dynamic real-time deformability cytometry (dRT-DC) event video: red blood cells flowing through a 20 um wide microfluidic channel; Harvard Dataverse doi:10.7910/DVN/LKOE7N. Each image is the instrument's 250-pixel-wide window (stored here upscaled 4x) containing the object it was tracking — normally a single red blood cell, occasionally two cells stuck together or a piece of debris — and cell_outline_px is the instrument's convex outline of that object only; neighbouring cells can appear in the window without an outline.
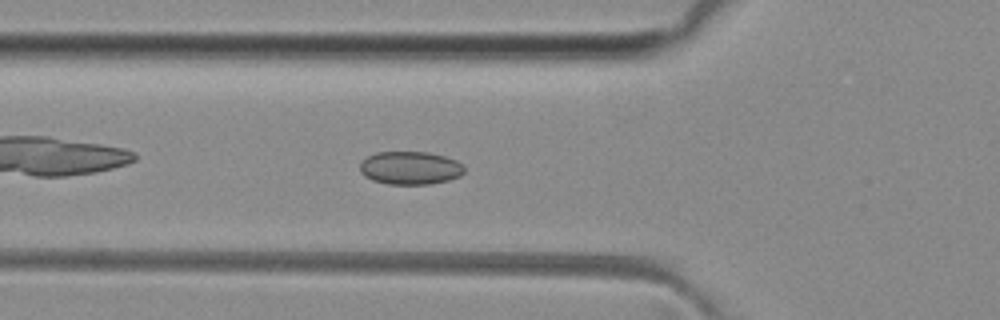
{"species": "common noctule bat (a hibernating species)", "species_latin": "Nyctalus noctula", "temperature_condition": "room temperature", "stored_images_in_passage": 39, "camera_frame_rate_fps": 3000, "um_per_image_px": 0.085, "animal": {"sex": "female", "body_mass_g": 29.2, "forearm_length_mm": 56.3}, "frame": {"image": 1, "passage_image": 6, "time_ms": 1.667, "image_size_px": [1000, 320], "cell_outline_px": [[464, 172], [460, 176], [448, 180], [428, 184], [388, 184], [372, 180], [364, 176], [360, 172], [360, 164], [368, 156], [376, 152], [428, 152], [444, 156], [456, 160], [464, 164]], "centroid_in_image_um": [34.88, 14.27], "position_along_channel_um": 90.9, "area_um2": 20.17}}
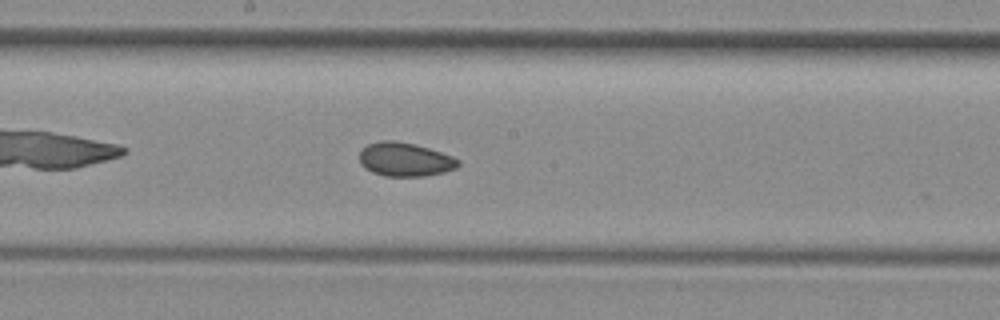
{"frame": {"image": 2, "passage_image": 15, "time_ms": 4.667, "image_size_px": [1000, 320], "cell_outline_px": [[460, 164], [456, 168], [444, 172], [424, 176], [384, 176], [372, 172], [364, 168], [360, 164], [360, 152], [368, 144], [384, 140], [392, 140], [416, 144], [452, 156], [460, 160]], "centroid_in_image_um": [34.42, 13.56], "position_along_channel_um": 213.8, "area_um2": 19.42}}
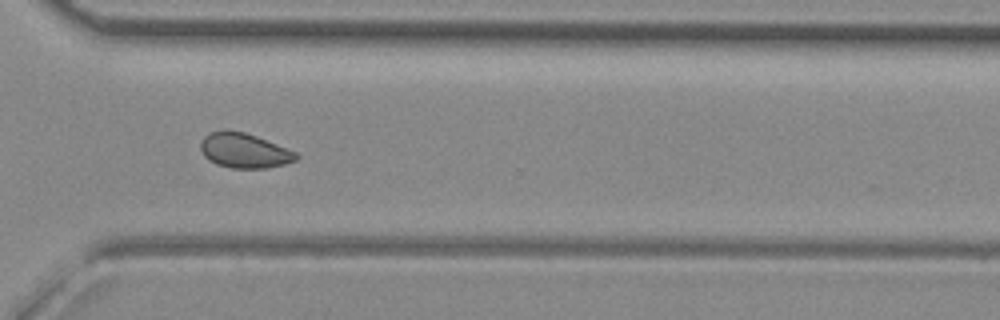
{"frame": {"image": 3, "passage_image": 25, "time_ms": 8.0, "image_size_px": [1000, 320], "cell_outline_px": [[300, 156], [296, 160], [284, 164], [268, 168], [232, 168], [216, 164], [208, 160], [204, 156], [200, 148], [200, 144], [204, 136], [212, 132], [244, 132], [256, 136], [296, 152]], "centroid_in_image_um": [20.77, 12.83], "position_along_channel_um": 349.8, "area_um2": 19.02}, "authors_computed_cell_mechanics": {"area_um2": 19.5364, "velocity_mm_per_s": 4.088, "shape_relaxation_time_tau1_ms": null, "shape_relaxation_time_tau2_ms": 3.7665, "deformation_change_tau1": null, "deformation_change_tau2": 0.0696}}